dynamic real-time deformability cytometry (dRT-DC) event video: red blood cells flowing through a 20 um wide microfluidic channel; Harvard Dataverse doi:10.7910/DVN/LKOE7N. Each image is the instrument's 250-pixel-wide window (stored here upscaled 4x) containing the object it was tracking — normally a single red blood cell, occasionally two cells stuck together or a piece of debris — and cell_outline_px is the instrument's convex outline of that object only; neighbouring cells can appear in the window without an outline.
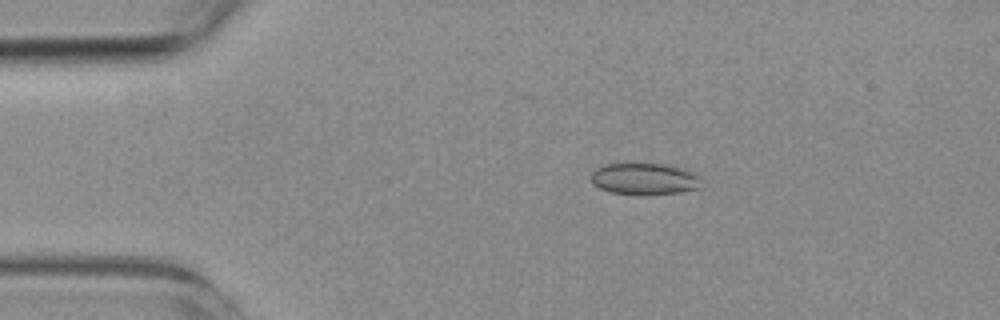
{"species": "common noctule bat (a hibernating species)", "species_latin": "Nyctalus noctula", "temperature_condition": "room temperature", "stored_images_in_passage": 10, "camera_frame_rate_fps": 3000, "um_per_image_px": 0.085, "animal": {"sex": "female", "body_mass_g": 19.3, "forearm_length_mm": 54.1}, "frame": {"image": 1, "passage_image": 3, "time_ms": 2.333, "image_size_px": [1000, 320], "cell_outline_px": [[704, 188], [680, 192], [612, 192], [600, 188], [592, 184], [592, 172], [596, 168], [604, 164], [664, 164], [680, 168], [692, 172], [700, 176]], "centroid_in_image_um": [54.83, 15.17], "position_along_channel_um": 30.2, "area_um2": 19.65}}
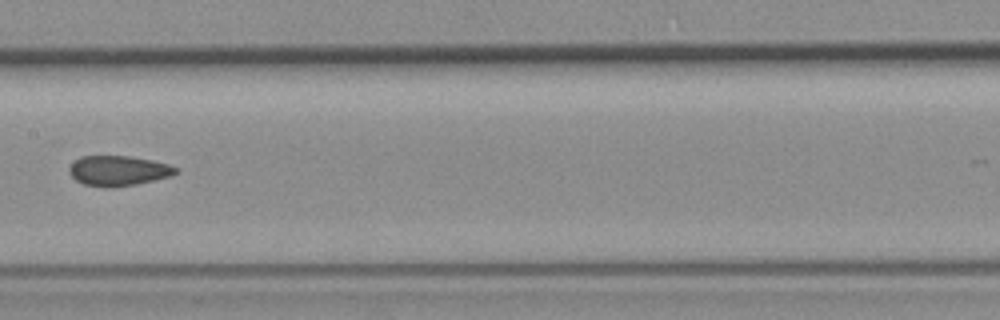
{"frame": {"image": 2, "passage_image": 7, "time_ms": 8.0, "image_size_px": [1000, 320], "cell_outline_px": [[180, 172], [172, 176], [136, 184], [108, 188], [84, 184], [76, 180], [68, 172], [68, 168], [80, 156], [128, 156], [152, 160], [168, 164], [180, 168]], "centroid_in_image_um": [10.1, 14.51], "position_along_channel_um": 197.3, "area_um2": 18.79}}
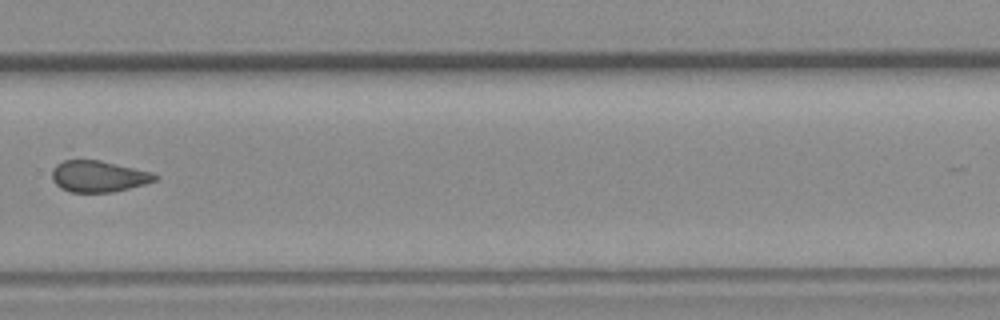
{"frame": {"image": 3, "passage_image": 10, "time_ms": 11.333, "image_size_px": [1000, 320], "cell_outline_px": [[156, 180], [144, 184], [112, 192], [68, 192], [60, 188], [52, 180], [52, 168], [56, 164], [64, 160], [100, 160], [152, 172], [156, 176]], "centroid_in_image_um": [8.32, 14.99], "position_along_channel_um": 321.5, "area_um2": 18.73}}